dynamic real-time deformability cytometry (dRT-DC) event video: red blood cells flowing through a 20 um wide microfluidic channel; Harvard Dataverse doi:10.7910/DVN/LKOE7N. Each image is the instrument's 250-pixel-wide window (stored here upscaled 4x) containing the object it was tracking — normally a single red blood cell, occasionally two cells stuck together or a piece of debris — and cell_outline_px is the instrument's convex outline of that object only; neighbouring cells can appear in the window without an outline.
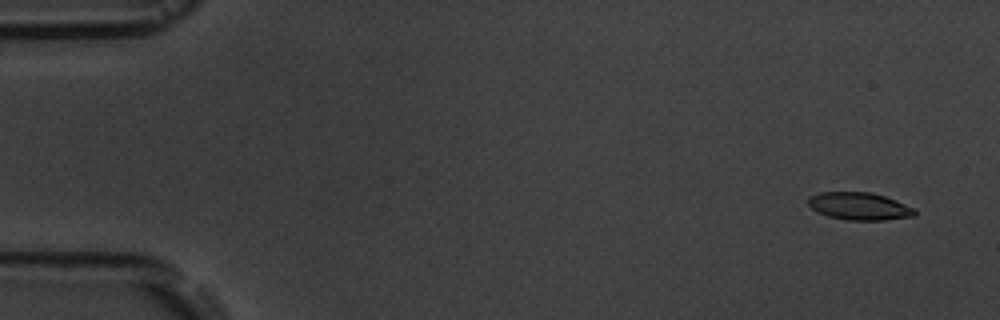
{"species": "common noctule bat (a hibernating species)", "species_latin": "Nyctalus noctula", "temperature_condition": "room temperature", "stored_images_in_passage": 5, "segment_of_instrument_passage": [1, 2], "camera_frame_rate_fps": 3000, "um_per_image_px": 0.085, "animal": {"sex": "male", "body_mass_g": 19.5, "forearm_length_mm": 54.6}, "frame": {"image": 1, "passage_image": 1, "time_ms": 0.0, "image_size_px": [1000, 320], "cell_outline_px": [[916, 216], [884, 220], [848, 220], [828, 216], [816, 212], [808, 204], [808, 196], [820, 192], [872, 192], [896, 200], [916, 208]], "centroid_in_image_um": [73.06, 17.52], "position_along_channel_um": 11.9, "area_um2": 17.28}}
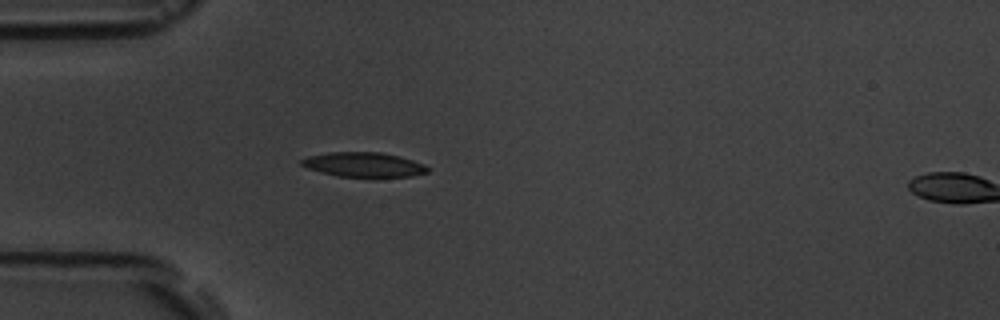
{"frame": {"image": 2, "passage_image": 4, "time_ms": 4.333, "image_size_px": [1000, 320], "cell_outline_px": [[432, 168], [428, 172], [412, 176], [376, 180], [336, 176], [320, 172], [308, 168], [300, 164], [300, 160], [308, 156], [328, 152], [380, 152], [400, 156], [424, 164]], "centroid_in_image_um": [30.98, 14.04], "position_along_channel_um": 54.0, "area_um2": 19.13}}